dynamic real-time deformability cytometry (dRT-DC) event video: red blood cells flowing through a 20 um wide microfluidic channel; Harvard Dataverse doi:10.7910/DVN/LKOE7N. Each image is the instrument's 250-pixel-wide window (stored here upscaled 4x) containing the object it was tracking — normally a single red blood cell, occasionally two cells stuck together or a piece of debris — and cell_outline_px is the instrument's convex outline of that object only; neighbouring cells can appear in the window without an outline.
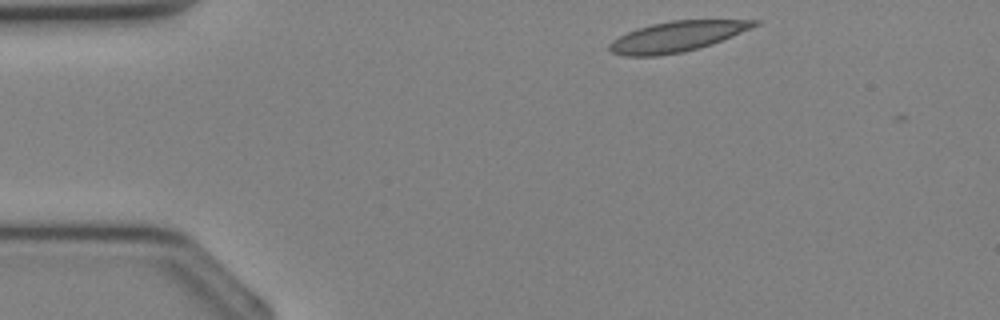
{"species": "Egyptian fruit bat (a non-hibernating species)", "species_latin": "Rousettus aegyptiacus", "temperature_condition": "cold", "stored_images_in_passage": 6, "camera_frame_rate_fps": 3000, "um_per_image_px": 0.085, "animal": {"sex": "female"}, "frame": {"image": 1, "passage_image": 1, "time_ms": 0.0, "image_size_px": [1000, 320], "cell_outline_px": [[760, 24], [732, 36], [712, 44], [700, 48], [684, 52], [656, 56], [624, 56], [612, 52], [608, 48], [608, 44], [612, 40], [636, 28], [652, 24], [672, 20], [760, 20]], "centroid_in_image_um": [57.52, 3.11], "position_along_channel_um": 27.5, "area_um2": 25.61}}